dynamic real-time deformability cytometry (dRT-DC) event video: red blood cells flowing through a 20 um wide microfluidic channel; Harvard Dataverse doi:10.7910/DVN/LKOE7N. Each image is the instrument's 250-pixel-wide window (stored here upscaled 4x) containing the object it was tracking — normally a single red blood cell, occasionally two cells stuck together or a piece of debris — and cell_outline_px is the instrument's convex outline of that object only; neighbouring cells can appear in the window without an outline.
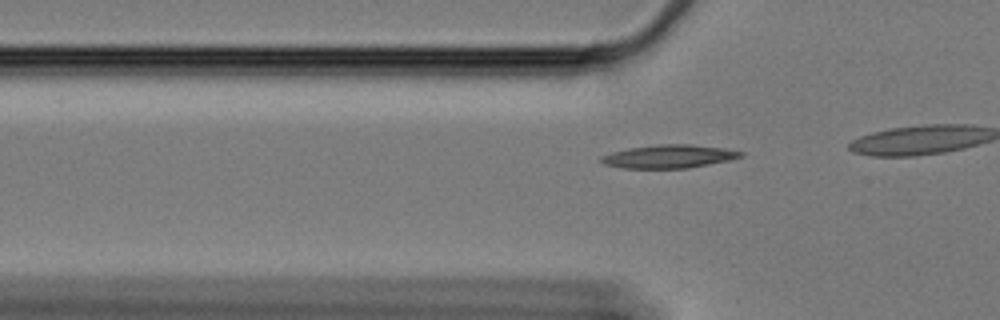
{"species": "Egyptian fruit bat (a non-hibernating species)", "species_latin": "Rousettus aegyptiacus", "temperature_condition": "cold", "stored_images_in_passage": 17, "camera_frame_rate_fps": 3000, "um_per_image_px": 0.085, "animal": {"sex": "female"}, "frame": {"image": 1, "passage_image": 11, "time_ms": 3.333, "image_size_px": [1000, 320], "cell_outline_px": [[744, 156], [728, 160], [688, 168], [624, 168], [604, 164], [600, 160], [600, 156], [612, 152], [628, 148], [656, 144], [692, 144], [724, 148], [744, 152]], "centroid_in_image_um": [56.85, 13.29], "position_along_channel_um": 68.9, "area_um2": 18.9}}
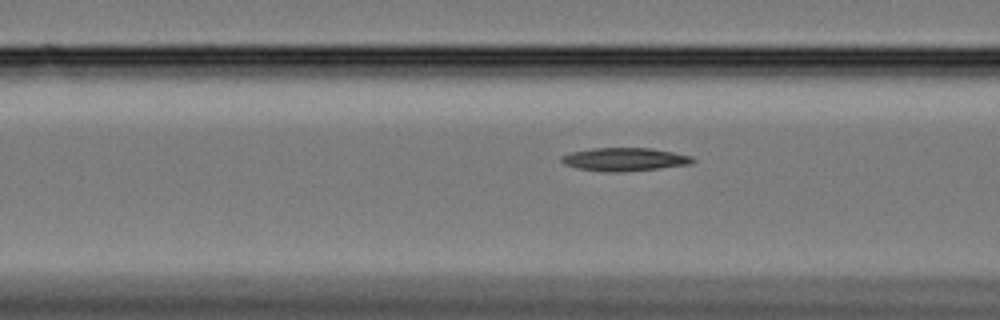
{"frame": {"image": 2, "passage_image": 15, "time_ms": 4.667, "image_size_px": [1000, 320], "cell_outline_px": [[696, 160], [692, 164], [620, 172], [608, 172], [580, 168], [564, 164], [560, 160], [560, 156], [572, 152], [592, 148], [652, 148], [692, 156]], "centroid_in_image_um": [53.09, 13.54], "position_along_channel_um": 113.5, "area_um2": 17.57}}